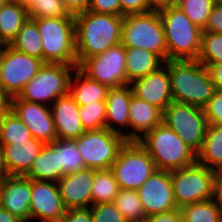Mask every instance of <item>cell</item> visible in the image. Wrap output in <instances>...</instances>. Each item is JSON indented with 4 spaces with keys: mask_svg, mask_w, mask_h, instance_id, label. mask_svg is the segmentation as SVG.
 Here are the masks:
<instances>
[{
    "mask_svg": "<svg viewBox=\"0 0 222 222\" xmlns=\"http://www.w3.org/2000/svg\"><path fill=\"white\" fill-rule=\"evenodd\" d=\"M77 66L85 59L102 54L121 43L123 16L91 11L74 16Z\"/></svg>",
    "mask_w": 222,
    "mask_h": 222,
    "instance_id": "1",
    "label": "cell"
},
{
    "mask_svg": "<svg viewBox=\"0 0 222 222\" xmlns=\"http://www.w3.org/2000/svg\"><path fill=\"white\" fill-rule=\"evenodd\" d=\"M173 101L204 108L214 96L215 84L198 60H167Z\"/></svg>",
    "mask_w": 222,
    "mask_h": 222,
    "instance_id": "2",
    "label": "cell"
},
{
    "mask_svg": "<svg viewBox=\"0 0 222 222\" xmlns=\"http://www.w3.org/2000/svg\"><path fill=\"white\" fill-rule=\"evenodd\" d=\"M138 141L150 154L158 170L172 171L196 163V153L163 122Z\"/></svg>",
    "mask_w": 222,
    "mask_h": 222,
    "instance_id": "3",
    "label": "cell"
},
{
    "mask_svg": "<svg viewBox=\"0 0 222 222\" xmlns=\"http://www.w3.org/2000/svg\"><path fill=\"white\" fill-rule=\"evenodd\" d=\"M159 15L164 27L167 60H197L202 29L177 5L160 10Z\"/></svg>",
    "mask_w": 222,
    "mask_h": 222,
    "instance_id": "4",
    "label": "cell"
},
{
    "mask_svg": "<svg viewBox=\"0 0 222 222\" xmlns=\"http://www.w3.org/2000/svg\"><path fill=\"white\" fill-rule=\"evenodd\" d=\"M41 35L43 62L77 65L75 19L31 18Z\"/></svg>",
    "mask_w": 222,
    "mask_h": 222,
    "instance_id": "5",
    "label": "cell"
},
{
    "mask_svg": "<svg viewBox=\"0 0 222 222\" xmlns=\"http://www.w3.org/2000/svg\"><path fill=\"white\" fill-rule=\"evenodd\" d=\"M121 44L125 48L146 49L167 61L164 27L158 11L125 15Z\"/></svg>",
    "mask_w": 222,
    "mask_h": 222,
    "instance_id": "6",
    "label": "cell"
},
{
    "mask_svg": "<svg viewBox=\"0 0 222 222\" xmlns=\"http://www.w3.org/2000/svg\"><path fill=\"white\" fill-rule=\"evenodd\" d=\"M76 67L77 65L44 63L18 97L27 102L51 106L58 97L69 93L70 78Z\"/></svg>",
    "mask_w": 222,
    "mask_h": 222,
    "instance_id": "7",
    "label": "cell"
},
{
    "mask_svg": "<svg viewBox=\"0 0 222 222\" xmlns=\"http://www.w3.org/2000/svg\"><path fill=\"white\" fill-rule=\"evenodd\" d=\"M120 189L138 190L156 170L154 161L139 141H127L110 167Z\"/></svg>",
    "mask_w": 222,
    "mask_h": 222,
    "instance_id": "8",
    "label": "cell"
},
{
    "mask_svg": "<svg viewBox=\"0 0 222 222\" xmlns=\"http://www.w3.org/2000/svg\"><path fill=\"white\" fill-rule=\"evenodd\" d=\"M74 141L85 168L95 170L110 169L119 150L127 142L122 135L107 128L86 130Z\"/></svg>",
    "mask_w": 222,
    "mask_h": 222,
    "instance_id": "9",
    "label": "cell"
},
{
    "mask_svg": "<svg viewBox=\"0 0 222 222\" xmlns=\"http://www.w3.org/2000/svg\"><path fill=\"white\" fill-rule=\"evenodd\" d=\"M162 122L196 154L200 151L208 126L203 108L172 101L163 111Z\"/></svg>",
    "mask_w": 222,
    "mask_h": 222,
    "instance_id": "10",
    "label": "cell"
},
{
    "mask_svg": "<svg viewBox=\"0 0 222 222\" xmlns=\"http://www.w3.org/2000/svg\"><path fill=\"white\" fill-rule=\"evenodd\" d=\"M175 202L178 208L213 198L217 172L199 163L170 171Z\"/></svg>",
    "mask_w": 222,
    "mask_h": 222,
    "instance_id": "11",
    "label": "cell"
},
{
    "mask_svg": "<svg viewBox=\"0 0 222 222\" xmlns=\"http://www.w3.org/2000/svg\"><path fill=\"white\" fill-rule=\"evenodd\" d=\"M44 62L21 53L9 45L0 46V87L10 96H18L38 73Z\"/></svg>",
    "mask_w": 222,
    "mask_h": 222,
    "instance_id": "12",
    "label": "cell"
},
{
    "mask_svg": "<svg viewBox=\"0 0 222 222\" xmlns=\"http://www.w3.org/2000/svg\"><path fill=\"white\" fill-rule=\"evenodd\" d=\"M125 66L126 48L120 43L102 54L85 58L77 68L90 79L118 88L128 85Z\"/></svg>",
    "mask_w": 222,
    "mask_h": 222,
    "instance_id": "13",
    "label": "cell"
},
{
    "mask_svg": "<svg viewBox=\"0 0 222 222\" xmlns=\"http://www.w3.org/2000/svg\"><path fill=\"white\" fill-rule=\"evenodd\" d=\"M146 216L177 209L170 171L156 169L137 190Z\"/></svg>",
    "mask_w": 222,
    "mask_h": 222,
    "instance_id": "14",
    "label": "cell"
},
{
    "mask_svg": "<svg viewBox=\"0 0 222 222\" xmlns=\"http://www.w3.org/2000/svg\"><path fill=\"white\" fill-rule=\"evenodd\" d=\"M11 110L28 127L33 138L44 144L57 140L51 107L11 97Z\"/></svg>",
    "mask_w": 222,
    "mask_h": 222,
    "instance_id": "15",
    "label": "cell"
},
{
    "mask_svg": "<svg viewBox=\"0 0 222 222\" xmlns=\"http://www.w3.org/2000/svg\"><path fill=\"white\" fill-rule=\"evenodd\" d=\"M65 211L56 182L31 180L30 221L60 222Z\"/></svg>",
    "mask_w": 222,
    "mask_h": 222,
    "instance_id": "16",
    "label": "cell"
},
{
    "mask_svg": "<svg viewBox=\"0 0 222 222\" xmlns=\"http://www.w3.org/2000/svg\"><path fill=\"white\" fill-rule=\"evenodd\" d=\"M129 85L134 96L156 106L162 112L173 101L167 61L157 70Z\"/></svg>",
    "mask_w": 222,
    "mask_h": 222,
    "instance_id": "17",
    "label": "cell"
},
{
    "mask_svg": "<svg viewBox=\"0 0 222 222\" xmlns=\"http://www.w3.org/2000/svg\"><path fill=\"white\" fill-rule=\"evenodd\" d=\"M2 208L21 221H30L31 179L9 175L0 182Z\"/></svg>",
    "mask_w": 222,
    "mask_h": 222,
    "instance_id": "18",
    "label": "cell"
},
{
    "mask_svg": "<svg viewBox=\"0 0 222 222\" xmlns=\"http://www.w3.org/2000/svg\"><path fill=\"white\" fill-rule=\"evenodd\" d=\"M94 175L95 169L85 168L65 174L57 181L60 196L66 209L87 208L92 205L91 187Z\"/></svg>",
    "mask_w": 222,
    "mask_h": 222,
    "instance_id": "19",
    "label": "cell"
},
{
    "mask_svg": "<svg viewBox=\"0 0 222 222\" xmlns=\"http://www.w3.org/2000/svg\"><path fill=\"white\" fill-rule=\"evenodd\" d=\"M50 107L57 139L74 140L86 131L80 120L79 105L69 93L58 97Z\"/></svg>",
    "mask_w": 222,
    "mask_h": 222,
    "instance_id": "20",
    "label": "cell"
},
{
    "mask_svg": "<svg viewBox=\"0 0 222 222\" xmlns=\"http://www.w3.org/2000/svg\"><path fill=\"white\" fill-rule=\"evenodd\" d=\"M162 116L163 112L159 108L132 95L129 108V129H132L125 131V139L138 141L162 123Z\"/></svg>",
    "mask_w": 222,
    "mask_h": 222,
    "instance_id": "21",
    "label": "cell"
},
{
    "mask_svg": "<svg viewBox=\"0 0 222 222\" xmlns=\"http://www.w3.org/2000/svg\"><path fill=\"white\" fill-rule=\"evenodd\" d=\"M2 145L4 146V161L8 175L24 176L45 144L31 138L27 141Z\"/></svg>",
    "mask_w": 222,
    "mask_h": 222,
    "instance_id": "22",
    "label": "cell"
},
{
    "mask_svg": "<svg viewBox=\"0 0 222 222\" xmlns=\"http://www.w3.org/2000/svg\"><path fill=\"white\" fill-rule=\"evenodd\" d=\"M132 95L131 87L128 84L118 88H110L106 100L105 128L122 135L124 138L125 132L121 126L129 127V108Z\"/></svg>",
    "mask_w": 222,
    "mask_h": 222,
    "instance_id": "23",
    "label": "cell"
},
{
    "mask_svg": "<svg viewBox=\"0 0 222 222\" xmlns=\"http://www.w3.org/2000/svg\"><path fill=\"white\" fill-rule=\"evenodd\" d=\"M70 78L69 94L79 106L106 101L109 87L87 77L77 67Z\"/></svg>",
    "mask_w": 222,
    "mask_h": 222,
    "instance_id": "24",
    "label": "cell"
},
{
    "mask_svg": "<svg viewBox=\"0 0 222 222\" xmlns=\"http://www.w3.org/2000/svg\"><path fill=\"white\" fill-rule=\"evenodd\" d=\"M24 176L31 180L57 183L63 177L58 151L51 144H45Z\"/></svg>",
    "mask_w": 222,
    "mask_h": 222,
    "instance_id": "25",
    "label": "cell"
},
{
    "mask_svg": "<svg viewBox=\"0 0 222 222\" xmlns=\"http://www.w3.org/2000/svg\"><path fill=\"white\" fill-rule=\"evenodd\" d=\"M29 11L17 0H7L0 8V45H9L23 24Z\"/></svg>",
    "mask_w": 222,
    "mask_h": 222,
    "instance_id": "26",
    "label": "cell"
},
{
    "mask_svg": "<svg viewBox=\"0 0 222 222\" xmlns=\"http://www.w3.org/2000/svg\"><path fill=\"white\" fill-rule=\"evenodd\" d=\"M196 162L217 173L222 172V124H208Z\"/></svg>",
    "mask_w": 222,
    "mask_h": 222,
    "instance_id": "27",
    "label": "cell"
},
{
    "mask_svg": "<svg viewBox=\"0 0 222 222\" xmlns=\"http://www.w3.org/2000/svg\"><path fill=\"white\" fill-rule=\"evenodd\" d=\"M164 61L155 53L146 49L126 48L127 83L145 77L157 70Z\"/></svg>",
    "mask_w": 222,
    "mask_h": 222,
    "instance_id": "28",
    "label": "cell"
},
{
    "mask_svg": "<svg viewBox=\"0 0 222 222\" xmlns=\"http://www.w3.org/2000/svg\"><path fill=\"white\" fill-rule=\"evenodd\" d=\"M13 49L43 61L41 35L37 23L28 18L9 44Z\"/></svg>",
    "mask_w": 222,
    "mask_h": 222,
    "instance_id": "29",
    "label": "cell"
},
{
    "mask_svg": "<svg viewBox=\"0 0 222 222\" xmlns=\"http://www.w3.org/2000/svg\"><path fill=\"white\" fill-rule=\"evenodd\" d=\"M120 188L110 169L95 170L91 187L92 204L112 203Z\"/></svg>",
    "mask_w": 222,
    "mask_h": 222,
    "instance_id": "30",
    "label": "cell"
},
{
    "mask_svg": "<svg viewBox=\"0 0 222 222\" xmlns=\"http://www.w3.org/2000/svg\"><path fill=\"white\" fill-rule=\"evenodd\" d=\"M113 203L126 222H145L147 216L137 190L120 189Z\"/></svg>",
    "mask_w": 222,
    "mask_h": 222,
    "instance_id": "31",
    "label": "cell"
},
{
    "mask_svg": "<svg viewBox=\"0 0 222 222\" xmlns=\"http://www.w3.org/2000/svg\"><path fill=\"white\" fill-rule=\"evenodd\" d=\"M180 210L183 222H222L220 207L212 199L185 205Z\"/></svg>",
    "mask_w": 222,
    "mask_h": 222,
    "instance_id": "32",
    "label": "cell"
},
{
    "mask_svg": "<svg viewBox=\"0 0 222 222\" xmlns=\"http://www.w3.org/2000/svg\"><path fill=\"white\" fill-rule=\"evenodd\" d=\"M33 138L28 127L20 118L10 110L0 118V142L14 144V142L27 141Z\"/></svg>",
    "mask_w": 222,
    "mask_h": 222,
    "instance_id": "33",
    "label": "cell"
},
{
    "mask_svg": "<svg viewBox=\"0 0 222 222\" xmlns=\"http://www.w3.org/2000/svg\"><path fill=\"white\" fill-rule=\"evenodd\" d=\"M51 145L58 151L63 176L85 169L81 153L74 140L57 139Z\"/></svg>",
    "mask_w": 222,
    "mask_h": 222,
    "instance_id": "34",
    "label": "cell"
},
{
    "mask_svg": "<svg viewBox=\"0 0 222 222\" xmlns=\"http://www.w3.org/2000/svg\"><path fill=\"white\" fill-rule=\"evenodd\" d=\"M217 2L218 0H176V5L186 14L193 24L203 30Z\"/></svg>",
    "mask_w": 222,
    "mask_h": 222,
    "instance_id": "35",
    "label": "cell"
},
{
    "mask_svg": "<svg viewBox=\"0 0 222 222\" xmlns=\"http://www.w3.org/2000/svg\"><path fill=\"white\" fill-rule=\"evenodd\" d=\"M199 62L202 64H222V34L202 32Z\"/></svg>",
    "mask_w": 222,
    "mask_h": 222,
    "instance_id": "36",
    "label": "cell"
},
{
    "mask_svg": "<svg viewBox=\"0 0 222 222\" xmlns=\"http://www.w3.org/2000/svg\"><path fill=\"white\" fill-rule=\"evenodd\" d=\"M79 116L85 130L105 128L106 101L79 106Z\"/></svg>",
    "mask_w": 222,
    "mask_h": 222,
    "instance_id": "37",
    "label": "cell"
},
{
    "mask_svg": "<svg viewBox=\"0 0 222 222\" xmlns=\"http://www.w3.org/2000/svg\"><path fill=\"white\" fill-rule=\"evenodd\" d=\"M74 18L62 0H43L29 10V18Z\"/></svg>",
    "mask_w": 222,
    "mask_h": 222,
    "instance_id": "38",
    "label": "cell"
},
{
    "mask_svg": "<svg viewBox=\"0 0 222 222\" xmlns=\"http://www.w3.org/2000/svg\"><path fill=\"white\" fill-rule=\"evenodd\" d=\"M90 211L93 222H126L113 202L92 204Z\"/></svg>",
    "mask_w": 222,
    "mask_h": 222,
    "instance_id": "39",
    "label": "cell"
},
{
    "mask_svg": "<svg viewBox=\"0 0 222 222\" xmlns=\"http://www.w3.org/2000/svg\"><path fill=\"white\" fill-rule=\"evenodd\" d=\"M203 109L208 124H222V91L216 90Z\"/></svg>",
    "mask_w": 222,
    "mask_h": 222,
    "instance_id": "40",
    "label": "cell"
},
{
    "mask_svg": "<svg viewBox=\"0 0 222 222\" xmlns=\"http://www.w3.org/2000/svg\"><path fill=\"white\" fill-rule=\"evenodd\" d=\"M88 11L121 16L120 0H90Z\"/></svg>",
    "mask_w": 222,
    "mask_h": 222,
    "instance_id": "41",
    "label": "cell"
},
{
    "mask_svg": "<svg viewBox=\"0 0 222 222\" xmlns=\"http://www.w3.org/2000/svg\"><path fill=\"white\" fill-rule=\"evenodd\" d=\"M202 32L222 34V0H218L214 5L209 15L208 22Z\"/></svg>",
    "mask_w": 222,
    "mask_h": 222,
    "instance_id": "42",
    "label": "cell"
},
{
    "mask_svg": "<svg viewBox=\"0 0 222 222\" xmlns=\"http://www.w3.org/2000/svg\"><path fill=\"white\" fill-rule=\"evenodd\" d=\"M121 16L129 14L148 13L151 10L147 6L146 0H120Z\"/></svg>",
    "mask_w": 222,
    "mask_h": 222,
    "instance_id": "43",
    "label": "cell"
},
{
    "mask_svg": "<svg viewBox=\"0 0 222 222\" xmlns=\"http://www.w3.org/2000/svg\"><path fill=\"white\" fill-rule=\"evenodd\" d=\"M60 222H93L90 207L66 209Z\"/></svg>",
    "mask_w": 222,
    "mask_h": 222,
    "instance_id": "44",
    "label": "cell"
},
{
    "mask_svg": "<svg viewBox=\"0 0 222 222\" xmlns=\"http://www.w3.org/2000/svg\"><path fill=\"white\" fill-rule=\"evenodd\" d=\"M145 222H183V218L180 208H177L168 212L147 216Z\"/></svg>",
    "mask_w": 222,
    "mask_h": 222,
    "instance_id": "45",
    "label": "cell"
},
{
    "mask_svg": "<svg viewBox=\"0 0 222 222\" xmlns=\"http://www.w3.org/2000/svg\"><path fill=\"white\" fill-rule=\"evenodd\" d=\"M66 9L71 15L86 12L89 8L90 0H62Z\"/></svg>",
    "mask_w": 222,
    "mask_h": 222,
    "instance_id": "46",
    "label": "cell"
},
{
    "mask_svg": "<svg viewBox=\"0 0 222 222\" xmlns=\"http://www.w3.org/2000/svg\"><path fill=\"white\" fill-rule=\"evenodd\" d=\"M207 68L216 90L222 91V64H203Z\"/></svg>",
    "mask_w": 222,
    "mask_h": 222,
    "instance_id": "47",
    "label": "cell"
},
{
    "mask_svg": "<svg viewBox=\"0 0 222 222\" xmlns=\"http://www.w3.org/2000/svg\"><path fill=\"white\" fill-rule=\"evenodd\" d=\"M212 200L220 207L222 213V172H218L214 179Z\"/></svg>",
    "mask_w": 222,
    "mask_h": 222,
    "instance_id": "48",
    "label": "cell"
},
{
    "mask_svg": "<svg viewBox=\"0 0 222 222\" xmlns=\"http://www.w3.org/2000/svg\"><path fill=\"white\" fill-rule=\"evenodd\" d=\"M151 11H160L170 6L176 5V0H146Z\"/></svg>",
    "mask_w": 222,
    "mask_h": 222,
    "instance_id": "49",
    "label": "cell"
},
{
    "mask_svg": "<svg viewBox=\"0 0 222 222\" xmlns=\"http://www.w3.org/2000/svg\"><path fill=\"white\" fill-rule=\"evenodd\" d=\"M11 110V97L0 87V118Z\"/></svg>",
    "mask_w": 222,
    "mask_h": 222,
    "instance_id": "50",
    "label": "cell"
},
{
    "mask_svg": "<svg viewBox=\"0 0 222 222\" xmlns=\"http://www.w3.org/2000/svg\"><path fill=\"white\" fill-rule=\"evenodd\" d=\"M8 175V172L6 170V165L4 161V146L0 142V182L6 178Z\"/></svg>",
    "mask_w": 222,
    "mask_h": 222,
    "instance_id": "51",
    "label": "cell"
},
{
    "mask_svg": "<svg viewBox=\"0 0 222 222\" xmlns=\"http://www.w3.org/2000/svg\"><path fill=\"white\" fill-rule=\"evenodd\" d=\"M21 220L4 208L0 209V222H20Z\"/></svg>",
    "mask_w": 222,
    "mask_h": 222,
    "instance_id": "52",
    "label": "cell"
},
{
    "mask_svg": "<svg viewBox=\"0 0 222 222\" xmlns=\"http://www.w3.org/2000/svg\"><path fill=\"white\" fill-rule=\"evenodd\" d=\"M19 1L28 11L37 3L43 0H17Z\"/></svg>",
    "mask_w": 222,
    "mask_h": 222,
    "instance_id": "53",
    "label": "cell"
},
{
    "mask_svg": "<svg viewBox=\"0 0 222 222\" xmlns=\"http://www.w3.org/2000/svg\"><path fill=\"white\" fill-rule=\"evenodd\" d=\"M7 0H0V8L2 7V5L6 2Z\"/></svg>",
    "mask_w": 222,
    "mask_h": 222,
    "instance_id": "54",
    "label": "cell"
},
{
    "mask_svg": "<svg viewBox=\"0 0 222 222\" xmlns=\"http://www.w3.org/2000/svg\"><path fill=\"white\" fill-rule=\"evenodd\" d=\"M2 208V202H1V198H0V209Z\"/></svg>",
    "mask_w": 222,
    "mask_h": 222,
    "instance_id": "55",
    "label": "cell"
}]
</instances>
